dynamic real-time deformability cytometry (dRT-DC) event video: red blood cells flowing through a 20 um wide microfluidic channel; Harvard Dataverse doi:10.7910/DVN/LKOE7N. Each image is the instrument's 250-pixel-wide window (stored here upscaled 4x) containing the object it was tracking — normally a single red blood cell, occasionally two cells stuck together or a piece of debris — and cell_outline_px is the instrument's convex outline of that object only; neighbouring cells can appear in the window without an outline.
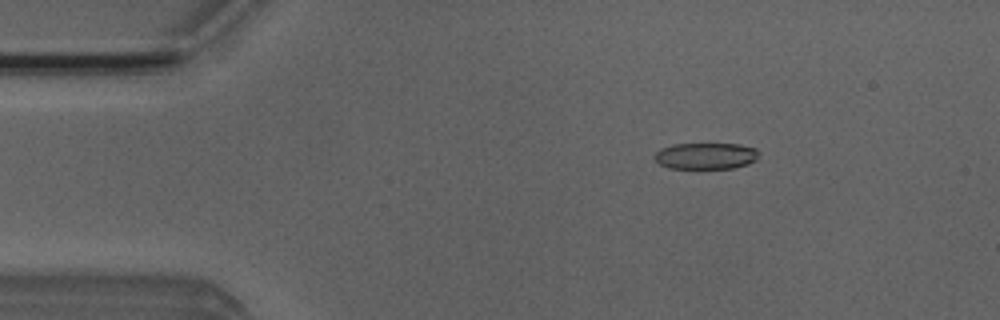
{"species": "Egyptian fruit bat (a non-hibernating species)", "species_latin": "Rousettus aegyptiacus", "temperature_condition": "room temperature", "stored_images_in_passage": 4, "camera_frame_rate_fps": 3000, "um_per_image_px": 0.085, "animal": {"sex": "male"}, "frame": {"image": 1, "passage_image": 3, "time_ms": 2.333, "image_size_px": [1000, 320], "cell_outline_px": [[756, 160], [748, 164], [732, 168], [700, 172], [668, 168], [660, 164], [652, 156], [660, 148], [672, 144], [740, 144], [756, 148]], "centroid_in_image_um": [59.92, 13.31], "position_along_channel_um": 25.1, "area_um2": 16.94}}